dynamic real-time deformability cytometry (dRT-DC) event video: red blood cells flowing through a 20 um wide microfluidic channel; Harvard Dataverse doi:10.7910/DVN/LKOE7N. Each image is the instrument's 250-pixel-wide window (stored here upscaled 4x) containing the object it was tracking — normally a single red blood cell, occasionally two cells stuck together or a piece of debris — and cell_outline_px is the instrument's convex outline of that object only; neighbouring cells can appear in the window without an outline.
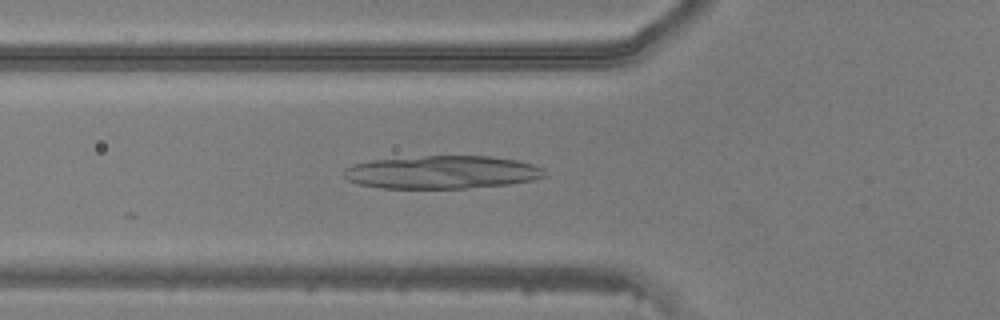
{"species": "common noctule bat (a hibernating species)", "species_latin": "Nyctalus noctula", "temperature_condition": "warm", "stored_images_in_passage": 10, "camera_frame_rate_fps": 3000, "um_per_image_px": 0.085, "animal": {"sex": "male", "body_mass_g": 20.5, "forearm_length_mm": 52.5}, "frame": {"image": 1, "passage_image": 2, "time_ms": 0.333, "image_size_px": [1000, 320], "cell_outline_px": [[548, 172], [544, 176], [532, 180], [508, 184], [468, 188], [380, 188], [360, 184], [348, 180], [344, 176], [344, 172], [352, 164], [372, 160], [424, 156], [488, 156], [516, 160], [532, 164], [544, 168]], "centroid_in_image_um": [37.6, 14.64], "position_along_channel_um": 88.2, "area_um2": 38.49}}
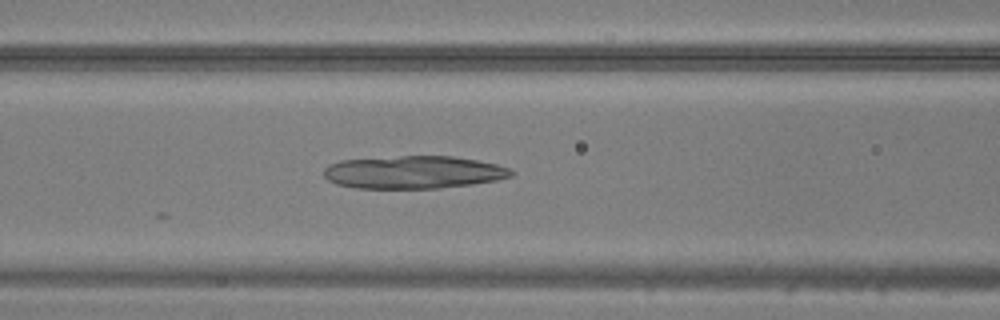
{"frame": {"image": 2, "passage_image": 5, "time_ms": 1.333, "image_size_px": [1000, 320], "cell_outline_px": [[516, 172], [512, 176], [496, 180], [472, 184], [440, 188], [356, 188], [336, 184], [328, 180], [324, 176], [324, 168], [328, 164], [340, 160], [400, 156], [452, 156], [476, 160], [496, 164], [508, 168]], "centroid_in_image_um": [35.13, 14.64], "position_along_channel_um": 131.5, "area_um2": 35.84}}
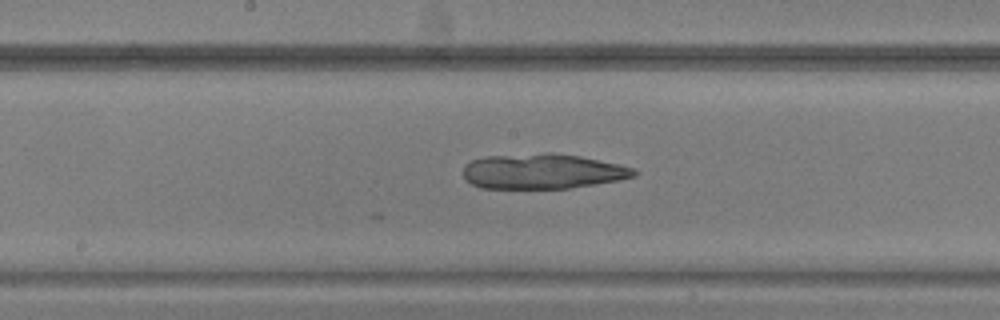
{"frame": {"image": 3, "passage_image": 10, "time_ms": 3.0, "image_size_px": [1000, 320], "cell_outline_px": [[636, 176], [616, 180], [572, 188], [480, 188], [464, 180], [464, 164], [472, 160], [484, 156], [548, 152], [552, 152], [580, 156], [616, 164], [632, 168], [636, 172]], "centroid_in_image_um": [46.04, 14.55], "position_along_channel_um": 202.2, "area_um2": 34.91}}